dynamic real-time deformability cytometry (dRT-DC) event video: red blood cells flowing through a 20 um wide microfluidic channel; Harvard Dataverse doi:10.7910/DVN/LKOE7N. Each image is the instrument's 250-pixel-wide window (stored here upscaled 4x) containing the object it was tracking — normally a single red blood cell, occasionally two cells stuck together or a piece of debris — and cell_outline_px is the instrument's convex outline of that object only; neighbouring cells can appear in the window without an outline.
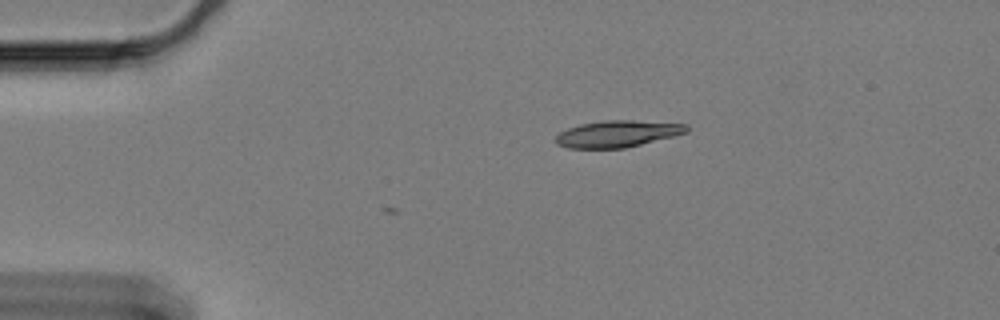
{"species": "Egyptian fruit bat (a non-hibernating species)", "species_latin": "Rousettus aegyptiacus", "temperature_condition": "cold", "stored_images_in_passage": 2, "camera_frame_rate_fps": 3000, "um_per_image_px": 0.085, "animal": {"sex": "female"}, "frame": {"image": 1, "passage_image": 2, "time_ms": 0.333, "image_size_px": [1000, 320], "cell_outline_px": [[688, 132], [624, 148], [568, 148], [556, 144], [556, 136], [560, 132], [568, 128], [580, 124], [604, 120], [632, 120], [688, 124]], "centroid_in_image_um": [52.47, 11.36], "position_along_channel_um": 32.5, "area_um2": 20.17}}